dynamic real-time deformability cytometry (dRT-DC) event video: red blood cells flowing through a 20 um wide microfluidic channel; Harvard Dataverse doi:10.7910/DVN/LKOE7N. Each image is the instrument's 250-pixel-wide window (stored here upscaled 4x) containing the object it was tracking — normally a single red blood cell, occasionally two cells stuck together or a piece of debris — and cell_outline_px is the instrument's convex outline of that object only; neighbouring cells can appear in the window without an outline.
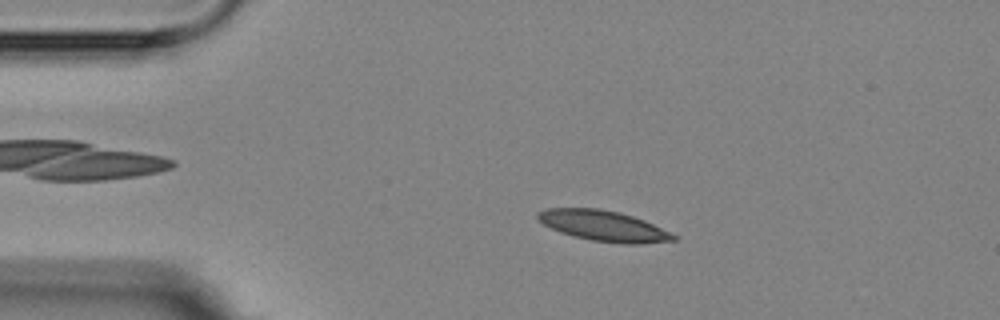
{"species": "Egyptian fruit bat (a non-hibernating species)", "species_latin": "Rousettus aegyptiacus", "temperature_condition": "room temperature", "stored_images_in_passage": 4, "camera_frame_rate_fps": 3000, "um_per_image_px": 0.085, "animal": {"sex": "female"}, "frame": {"image": 1, "passage_image": 3, "time_ms": 2.0, "image_size_px": [1000, 320], "cell_outline_px": [[680, 236], [676, 240], [640, 244], [624, 244], [592, 240], [572, 236], [560, 232], [544, 224], [536, 216], [536, 212], [548, 208], [600, 208], [620, 212], [644, 220]], "centroid_in_image_um": [51.34, 19.2], "position_along_channel_um": 33.7, "area_um2": 24.28}}